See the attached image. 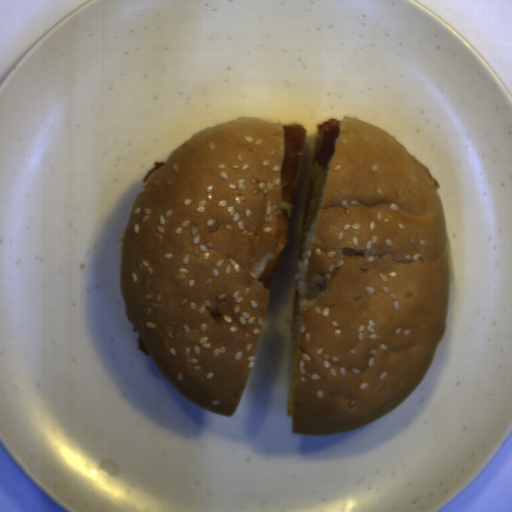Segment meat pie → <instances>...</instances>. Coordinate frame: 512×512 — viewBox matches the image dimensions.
<instances>
[{
	"label": "meat pie",
	"mask_w": 512,
	"mask_h": 512,
	"mask_svg": "<svg viewBox=\"0 0 512 512\" xmlns=\"http://www.w3.org/2000/svg\"><path fill=\"white\" fill-rule=\"evenodd\" d=\"M306 137L307 132L299 122L284 123V162L280 170V200L283 198L289 204L301 166Z\"/></svg>",
	"instance_id": "meat-pie-1"
},
{
	"label": "meat pie",
	"mask_w": 512,
	"mask_h": 512,
	"mask_svg": "<svg viewBox=\"0 0 512 512\" xmlns=\"http://www.w3.org/2000/svg\"><path fill=\"white\" fill-rule=\"evenodd\" d=\"M339 122L336 118H329L318 126L312 167L317 162L319 166L327 170L329 160L334 155L339 135Z\"/></svg>",
	"instance_id": "meat-pie-2"
},
{
	"label": "meat pie",
	"mask_w": 512,
	"mask_h": 512,
	"mask_svg": "<svg viewBox=\"0 0 512 512\" xmlns=\"http://www.w3.org/2000/svg\"><path fill=\"white\" fill-rule=\"evenodd\" d=\"M290 227L288 211L280 210L277 219V237L271 255L268 257L258 279L262 287L271 286L280 252L285 248Z\"/></svg>",
	"instance_id": "meat-pie-3"
},
{
	"label": "meat pie",
	"mask_w": 512,
	"mask_h": 512,
	"mask_svg": "<svg viewBox=\"0 0 512 512\" xmlns=\"http://www.w3.org/2000/svg\"><path fill=\"white\" fill-rule=\"evenodd\" d=\"M300 312H301V302H300L299 288H298V283H297V284H295L294 298H293V331H292L289 391H288V401H287V416H291V417H292L295 378H296L297 363H298Z\"/></svg>",
	"instance_id": "meat-pie-4"
},
{
	"label": "meat pie",
	"mask_w": 512,
	"mask_h": 512,
	"mask_svg": "<svg viewBox=\"0 0 512 512\" xmlns=\"http://www.w3.org/2000/svg\"><path fill=\"white\" fill-rule=\"evenodd\" d=\"M166 162H159V163H154L153 167L147 172L145 178L143 181H145L146 179H148L155 171H157L158 169H160ZM142 181V182H143Z\"/></svg>",
	"instance_id": "meat-pie-5"
},
{
	"label": "meat pie",
	"mask_w": 512,
	"mask_h": 512,
	"mask_svg": "<svg viewBox=\"0 0 512 512\" xmlns=\"http://www.w3.org/2000/svg\"><path fill=\"white\" fill-rule=\"evenodd\" d=\"M137 341H138V349L142 352H144L146 355H151L150 352L148 351L147 347L145 346V344L143 343L142 339L140 338V336L138 335L137 336Z\"/></svg>",
	"instance_id": "meat-pie-6"
},
{
	"label": "meat pie",
	"mask_w": 512,
	"mask_h": 512,
	"mask_svg": "<svg viewBox=\"0 0 512 512\" xmlns=\"http://www.w3.org/2000/svg\"><path fill=\"white\" fill-rule=\"evenodd\" d=\"M426 168H427V170L429 171L430 175L432 176V178H433V180H434V183H435V187H436V189H437V188H440L441 186H440L439 182L437 181L436 177H435V176H433V175L431 174V172H430V170H429V168H428V167H426Z\"/></svg>",
	"instance_id": "meat-pie-7"
}]
</instances>
